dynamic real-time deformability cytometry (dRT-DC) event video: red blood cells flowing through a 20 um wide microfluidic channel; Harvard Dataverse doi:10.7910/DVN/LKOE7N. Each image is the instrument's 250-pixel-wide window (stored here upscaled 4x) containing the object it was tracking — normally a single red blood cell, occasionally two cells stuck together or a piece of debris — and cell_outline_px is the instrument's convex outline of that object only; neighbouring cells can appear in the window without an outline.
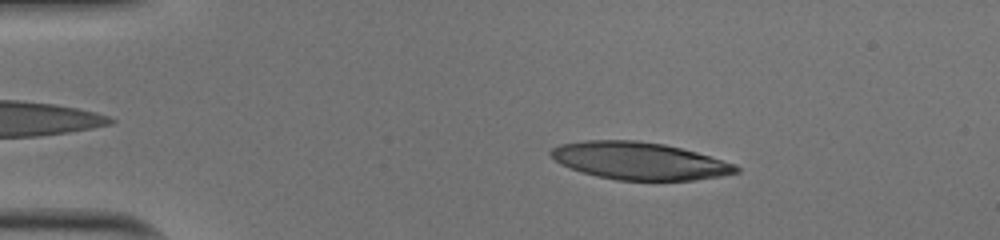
{"species": "human", "species_latin": "Homo sapiens", "temperature_condition": "cold", "stored_images_in_passage": 49, "camera_frame_rate_fps": 3000, "um_per_image_px": 0.085, "donor": {"sex": "male"}, "frame": {"image": 1, "passage_image": 8, "time_ms": 2.333, "image_size_px": [1000, 240], "cell_outline_px": [[740, 172], [720, 176], [692, 180], [616, 180], [596, 176], [572, 168], [556, 160], [548, 152], [552, 148], [560, 144], [584, 140], [636, 140], [664, 144], [696, 152], [736, 164], [740, 168]], "centroid_in_image_um": [54.37, 13.67], "position_along_channel_um": 30.6, "area_um2": 40.11}}
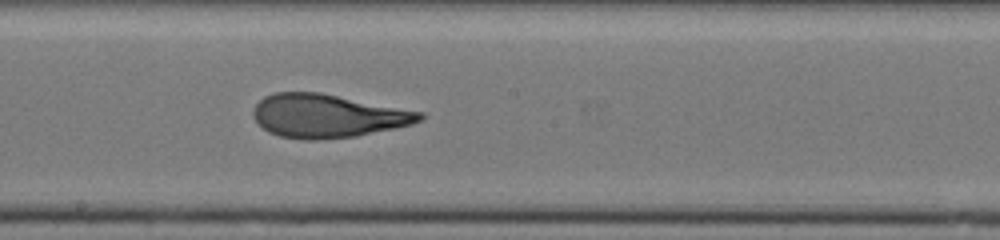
{"frame": {"image": 2, "passage_image": 27, "time_ms": 8.667, "image_size_px": [1000, 240], "cell_outline_px": [[424, 116], [420, 120], [412, 124], [396, 128], [356, 136], [316, 140], [304, 140], [280, 136], [268, 132], [252, 116], [252, 112], [256, 104], [264, 96], [276, 92], [320, 92], [424, 112]], "centroid_in_image_um": [27.84, 9.85], "position_along_channel_um": 220.4, "area_um2": 42.14}}
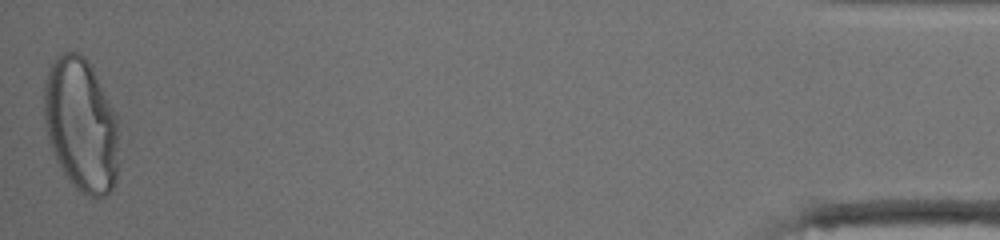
{"frame": {"image": 3, "passage_image": 49, "time_ms": 16.0, "image_size_px": [1000, 240], "cell_outline_px": [[116, 180], [112, 188], [104, 196], [92, 196], [80, 192], [68, 180], [56, 160], [48, 136], [44, 120], [44, 84], [48, 68], [56, 56], [64, 52], [76, 52], [84, 56], [92, 68], [116, 116]], "centroid_in_image_um": [6.84, 10.59], "position_along_channel_um": 428.4, "area_um2": 57.28}, "authors_computed_cell_mechanics": {"area_um2": 41.7894, "velocity_mm_per_s": 4.0202, "shape_relaxation_time_tau1_ms": 6.0346, "shape_relaxation_time_tau2_ms": 1.4048, "deformation_change_tau1": 0.2463, "deformation_change_tau2": 0.1064}}